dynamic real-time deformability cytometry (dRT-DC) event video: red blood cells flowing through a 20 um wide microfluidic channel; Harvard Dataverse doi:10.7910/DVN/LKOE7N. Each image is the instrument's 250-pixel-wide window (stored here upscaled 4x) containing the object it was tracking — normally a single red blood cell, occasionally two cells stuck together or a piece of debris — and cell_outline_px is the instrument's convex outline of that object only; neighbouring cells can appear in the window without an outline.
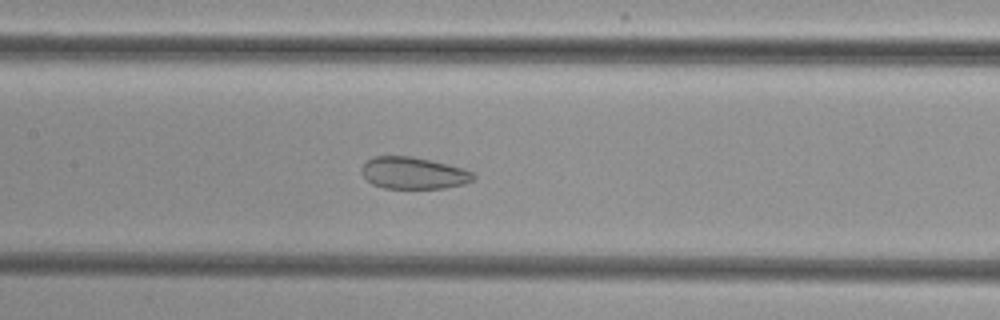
{"species": "common noctule bat (a hibernating species)", "species_latin": "Nyctalus noctula", "temperature_condition": "cold", "stored_images_in_passage": 51, "camera_frame_rate_fps": 3000, "um_per_image_px": 0.085, "animal": {"sex": "female", "body_mass_g": 29.2, "forearm_length_mm": 56.3}, "frame": {"image": 1, "passage_image": 24, "time_ms": 7.667, "image_size_px": [1000, 320], "cell_outline_px": [[476, 176], [472, 180], [464, 184], [444, 188], [384, 188], [372, 184], [360, 172], [360, 168], [368, 160], [376, 156], [412, 156], [448, 164], [472, 172]], "centroid_in_image_um": [35.12, 14.71], "position_along_channel_um": 172.3, "area_um2": 20.63}}
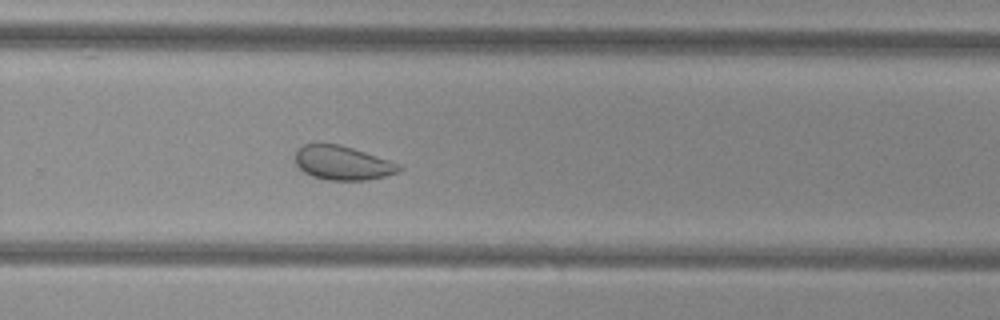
{"frame": {"image": 2, "passage_image": 34, "time_ms": 11.0, "image_size_px": [1000, 320], "cell_outline_px": [[404, 168], [400, 172], [368, 180], [328, 180], [312, 176], [304, 172], [296, 164], [296, 148], [304, 144], [340, 144], [404, 164]], "centroid_in_image_um": [29.18, 13.85], "position_along_channel_um": 300.6, "area_um2": 20.87}}
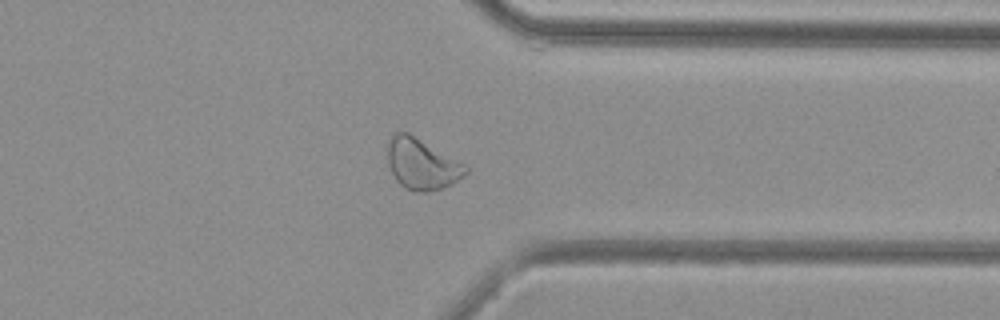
{"frame": {"image": 3, "passage_image": 40, "time_ms": 13.0, "image_size_px": [1000, 320], "cell_outline_px": [[468, 172], [456, 180], [440, 188], [428, 192], [416, 192], [404, 188], [396, 180], [388, 164], [388, 140], [392, 132], [408, 132], [464, 164], [468, 168]], "centroid_in_image_um": [35.8, 13.93], "position_along_channel_um": 375.6, "area_um2": 22.83}}